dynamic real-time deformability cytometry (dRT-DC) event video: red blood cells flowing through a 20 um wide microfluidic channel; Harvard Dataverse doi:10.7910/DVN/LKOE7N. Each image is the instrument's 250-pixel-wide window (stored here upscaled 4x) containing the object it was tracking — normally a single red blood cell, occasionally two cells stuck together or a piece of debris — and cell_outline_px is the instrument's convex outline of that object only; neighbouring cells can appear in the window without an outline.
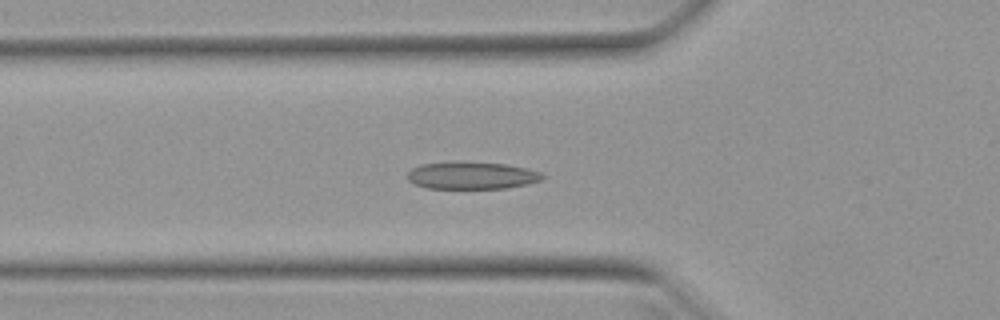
{"species": "Egyptian fruit bat (a non-hibernating species)", "species_latin": "Rousettus aegyptiacus", "temperature_condition": "warm", "stored_images_in_passage": 33, "camera_frame_rate_fps": 3000, "um_per_image_px": 0.085, "animal": {"sex": "female"}, "frame": {"image": 1, "passage_image": 13, "time_ms": 4.0, "image_size_px": [1000, 320], "cell_outline_px": [[544, 176], [540, 180], [508, 188], [428, 188], [416, 184], [408, 180], [408, 172], [412, 168], [420, 164], [464, 160], [508, 164], [528, 168], [544, 172]], "centroid_in_image_um": [40.12, 14.88], "position_along_channel_um": 85.7, "area_um2": 21.85}}
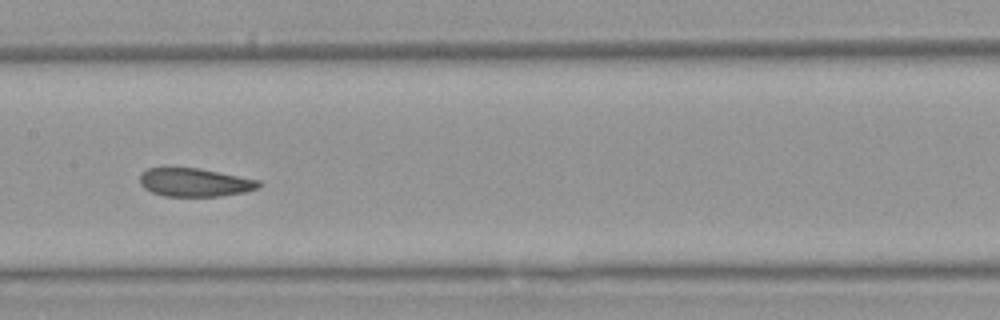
{"frame": {"image": 2, "passage_image": 21, "time_ms": 6.667, "image_size_px": [1000, 320], "cell_outline_px": [[260, 188], [244, 192], [220, 196], [164, 196], [152, 192], [144, 188], [140, 184], [140, 172], [148, 168], [200, 168], [260, 180]], "centroid_in_image_um": [16.55, 15.5], "position_along_channel_um": 190.8, "area_um2": 19.71}}
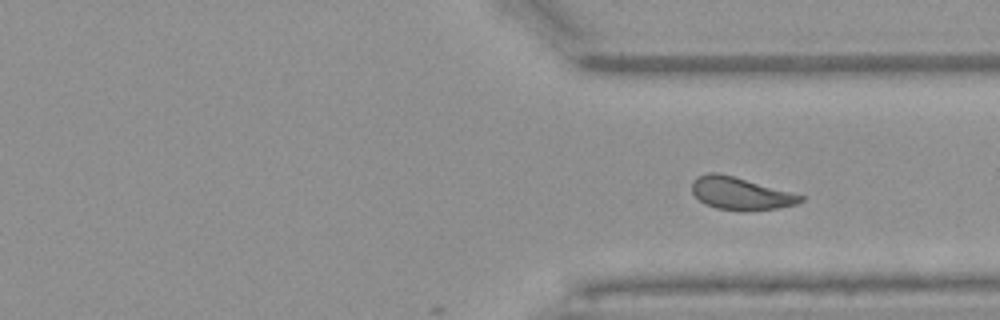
{"frame": {"image": 3, "passage_image": 33, "time_ms": 10.667, "image_size_px": [1000, 320], "cell_outline_px": [[804, 200], [796, 204], [776, 208], [716, 208], [704, 204], [692, 192], [692, 180], [696, 176], [708, 172], [716, 172], [732, 176], [804, 196]], "centroid_in_image_um": [62.87, 16.4], "position_along_channel_um": 348.5, "area_um2": 19.59}}